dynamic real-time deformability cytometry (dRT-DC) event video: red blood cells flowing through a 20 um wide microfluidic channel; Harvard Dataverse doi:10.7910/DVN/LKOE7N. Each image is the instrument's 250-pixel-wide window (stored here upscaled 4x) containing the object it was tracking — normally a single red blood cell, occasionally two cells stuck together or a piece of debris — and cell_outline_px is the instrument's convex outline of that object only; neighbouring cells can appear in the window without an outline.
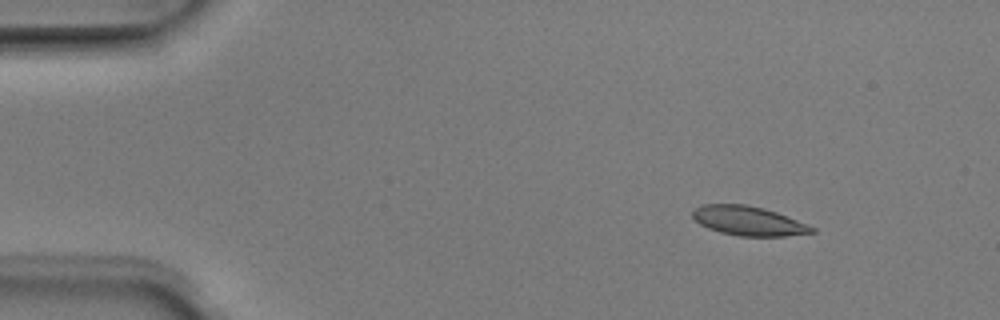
{"species": "Egyptian fruit bat (a non-hibernating species)", "species_latin": "Rousettus aegyptiacus", "temperature_condition": "room temperature", "stored_images_in_passage": 7, "camera_frame_rate_fps": 3000, "um_per_image_px": 0.085, "animal": {"sex": "male"}, "frame": {"image": 1, "passage_image": 2, "time_ms": 0.333, "image_size_px": [1000, 320], "cell_outline_px": [[816, 232], [784, 236], [740, 236], [720, 232], [708, 228], [700, 224], [692, 216], [692, 212], [696, 208], [704, 204], [744, 204], [764, 208], [776, 212], [808, 224], [816, 228]], "centroid_in_image_um": [63.63, 18.77], "position_along_channel_um": 21.4, "area_um2": 20.29}}
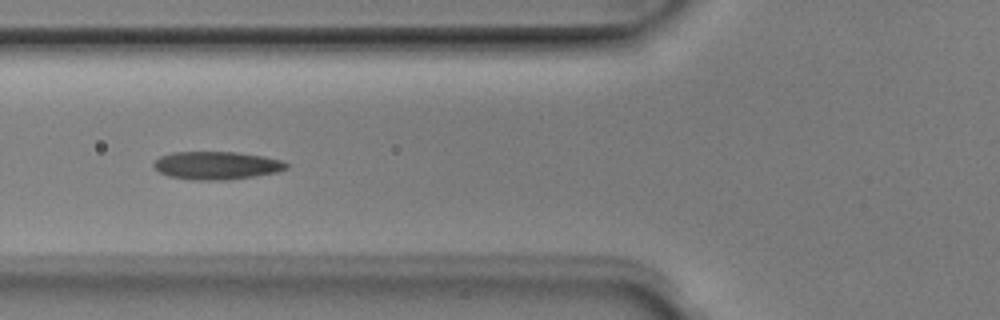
{"frame": {"image": 2, "passage_image": 5, "time_ms": 1.333, "image_size_px": [1000, 320], "cell_outline_px": [[288, 168], [280, 172], [228, 180], [192, 180], [168, 176], [160, 172], [152, 164], [160, 156], [172, 152], [236, 152], [264, 156], [284, 160], [288, 164]], "centroid_in_image_um": [18.45, 14.06], "position_along_channel_um": 107.3, "area_um2": 21.85}}
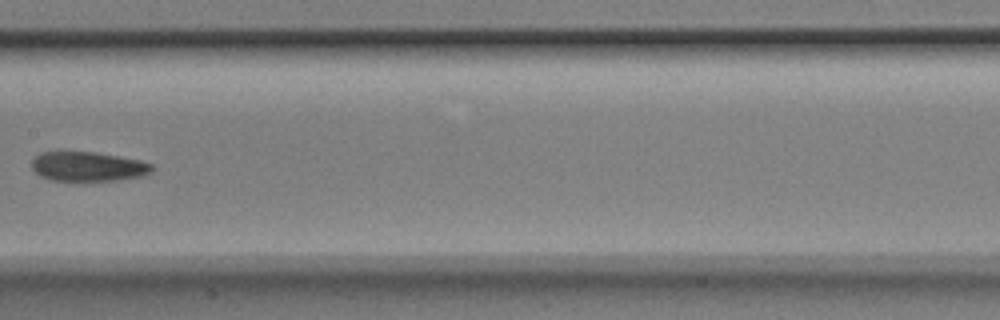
{"frame": {"image": 3, "passage_image": 7, "time_ms": 2.0, "image_size_px": [1000, 320], "cell_outline_px": [[152, 172], [144, 176], [120, 180], [48, 180], [40, 176], [32, 168], [32, 160], [40, 152], [60, 148], [96, 152], [120, 156], [140, 160], [152, 164]], "centroid_in_image_um": [7.43, 14.1], "position_along_channel_um": 200.0, "area_um2": 21.5}}